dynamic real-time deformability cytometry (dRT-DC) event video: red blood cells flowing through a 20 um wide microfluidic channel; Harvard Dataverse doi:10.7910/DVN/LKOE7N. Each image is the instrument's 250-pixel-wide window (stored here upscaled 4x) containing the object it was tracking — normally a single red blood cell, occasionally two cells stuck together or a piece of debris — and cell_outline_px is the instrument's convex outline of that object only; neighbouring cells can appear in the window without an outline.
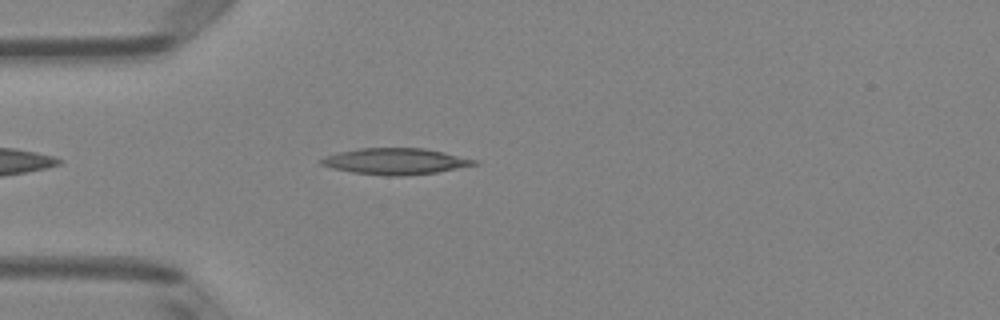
{"species": "Egyptian fruit bat (a non-hibernating species)", "species_latin": "Rousettus aegyptiacus", "temperature_condition": "room temperature", "stored_images_in_passage": 38, "camera_frame_rate_fps": 3000, "um_per_image_px": 0.085, "animal": {"sex": "female"}, "frame": {"image": 1, "passage_image": 5, "time_ms": 1.333, "image_size_px": [1000, 320], "cell_outline_px": [[480, 164], [436, 172], [400, 176], [388, 176], [352, 172], [332, 168], [320, 164], [320, 160], [328, 156], [340, 152], [360, 148], [424, 148], [444, 152], [480, 160]], "centroid_in_image_um": [33.68, 13.71], "position_along_channel_um": 51.3, "area_um2": 23.29}}
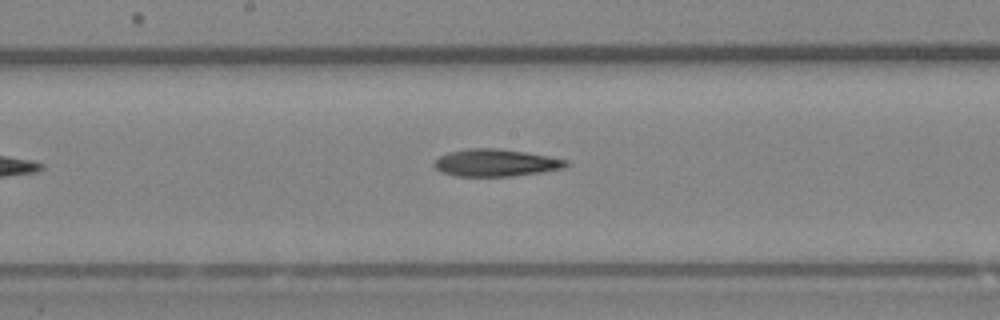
{"frame": {"image": 2, "passage_image": 17, "time_ms": 5.333, "image_size_px": [1000, 320], "cell_outline_px": [[568, 164], [564, 168], [540, 172], [512, 176], [456, 176], [440, 172], [432, 164], [432, 160], [448, 152], [468, 148], [496, 148], [524, 152], [548, 156], [568, 160]], "centroid_in_image_um": [42.08, 13.83], "position_along_channel_um": 206.1, "area_um2": 20.98}}
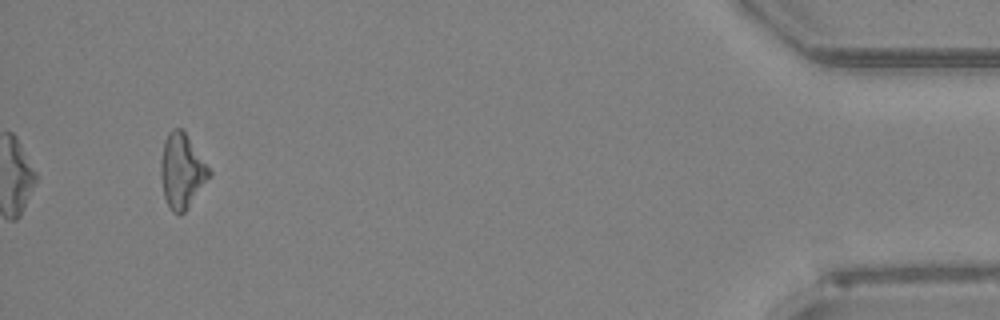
{"frame": {"image": 3, "passage_image": 38, "time_ms": 12.333, "image_size_px": [1000, 320], "cell_outline_px": [[212, 172], [188, 208], [180, 216], [172, 212], [164, 196], [160, 176], [160, 160], [164, 140], [168, 132], [172, 128], [180, 128], [184, 132]], "centroid_in_image_um": [15.42, 14.54], "position_along_channel_um": 419.8, "area_um2": 20.81}}